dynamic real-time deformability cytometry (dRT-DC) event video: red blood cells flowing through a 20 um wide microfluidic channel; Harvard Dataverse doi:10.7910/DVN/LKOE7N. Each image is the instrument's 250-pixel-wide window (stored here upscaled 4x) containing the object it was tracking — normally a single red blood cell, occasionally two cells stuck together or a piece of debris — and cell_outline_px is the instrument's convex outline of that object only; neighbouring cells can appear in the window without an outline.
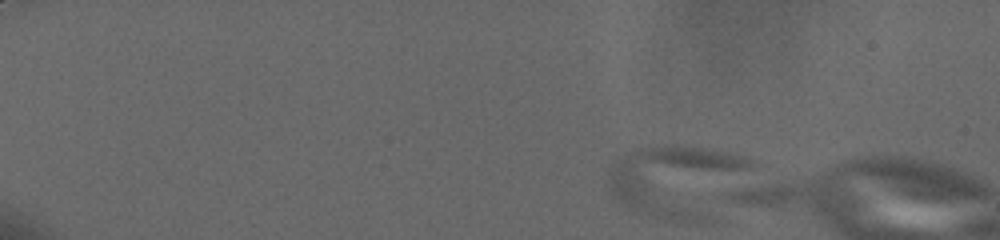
{"species": "human", "species_latin": "Homo sapiens", "temperature_condition": "cold", "stored_images_in_passage": 4, "camera_frame_rate_fps": 3000, "um_per_image_px": 0.085, "donor": {"sex": "male"}, "frame": {"image": 1, "passage_image": 1, "time_ms": 0.0, "image_size_px": [1000, 240], "cell_outline_px": [[756, 164], [712, 220], [696, 224], [652, 216], [628, 208], [620, 204], [612, 192], [608, 184], [608, 172], [628, 152], [652, 144], [680, 144], [708, 148], [728, 152], [744, 156], [752, 160]], "centroid_in_image_um": [57.63, 15.38], "position_along_channel_um": 27.4, "area_um2": 61.15}}